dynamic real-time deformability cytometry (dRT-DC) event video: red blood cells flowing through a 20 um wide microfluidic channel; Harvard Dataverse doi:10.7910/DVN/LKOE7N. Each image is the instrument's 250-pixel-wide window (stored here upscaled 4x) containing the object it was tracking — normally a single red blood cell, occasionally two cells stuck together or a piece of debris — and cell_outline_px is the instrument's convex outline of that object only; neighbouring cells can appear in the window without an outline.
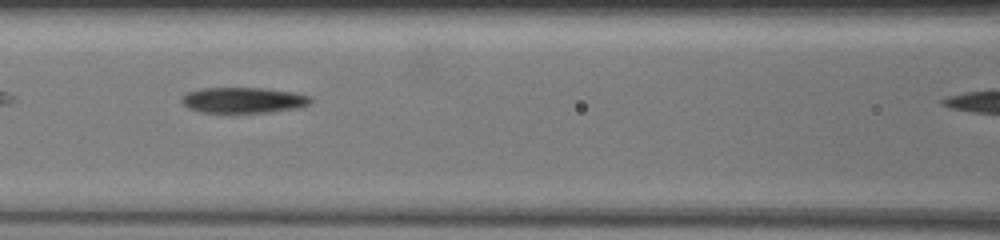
{"species": "common noctule bat (a hibernating species)", "species_latin": "Nyctalus noctula", "temperature_condition": "warm", "stored_images_in_passage": 35, "camera_frame_rate_fps": 3000, "um_per_image_px": 0.085, "animal": {"sex": "female", "body_mass_g": 19.5, "forearm_length_mm": 54.1}, "frame": {"image": 1, "passage_image": 7, "time_ms": 2.0, "image_size_px": [1000, 240], "cell_outline_px": [[312, 100], [308, 104], [268, 112], [204, 112], [192, 108], [184, 104], [184, 96], [192, 92], [204, 88], [260, 88], [288, 92], [308, 96]], "centroid_in_image_um": [20.67, 8.51], "position_along_channel_um": 145.9, "area_um2": 18.15}}
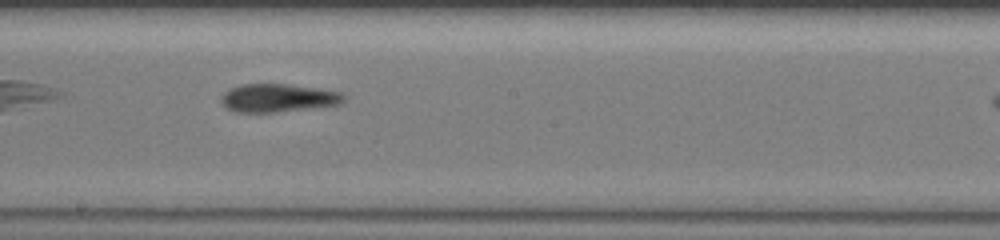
{"frame": {"image": 2, "passage_image": 14, "time_ms": 4.0, "image_size_px": [1000, 240], "cell_outline_px": [[340, 100], [332, 104], [264, 112], [240, 112], [228, 108], [224, 104], [224, 96], [232, 88], [244, 84], [280, 84], [332, 92], [340, 96]], "centroid_in_image_um": [23.43, 8.32], "position_along_channel_um": 224.8, "area_um2": 17.86}}
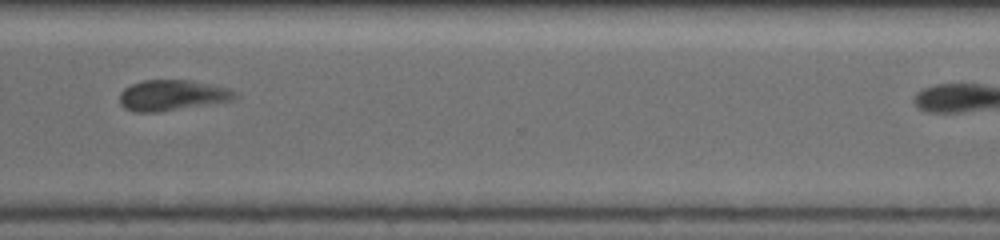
{"frame": {"image": 3, "passage_image": 32, "time_ms": 7.333, "image_size_px": [1000, 240], "cell_outline_px": [[232, 96], [228, 100], [152, 112], [136, 112], [124, 108], [120, 104], [120, 92], [124, 88], [132, 84], [144, 80], [184, 80], [216, 88], [228, 92]], "centroid_in_image_um": [14.32, 8.1], "position_along_channel_um": 356.3, "area_um2": 18.84}, "authors_computed_cell_mechanics": {"area_um2": 18.2648, "velocity_mm_per_s": 3.9323, "shape_relaxation_time_tau1_ms": 6.3555, "shape_relaxation_time_tau2_ms": 1.7073, "deformation_change_tau1": 0.1767, "deformation_change_tau2": 0.1033}}